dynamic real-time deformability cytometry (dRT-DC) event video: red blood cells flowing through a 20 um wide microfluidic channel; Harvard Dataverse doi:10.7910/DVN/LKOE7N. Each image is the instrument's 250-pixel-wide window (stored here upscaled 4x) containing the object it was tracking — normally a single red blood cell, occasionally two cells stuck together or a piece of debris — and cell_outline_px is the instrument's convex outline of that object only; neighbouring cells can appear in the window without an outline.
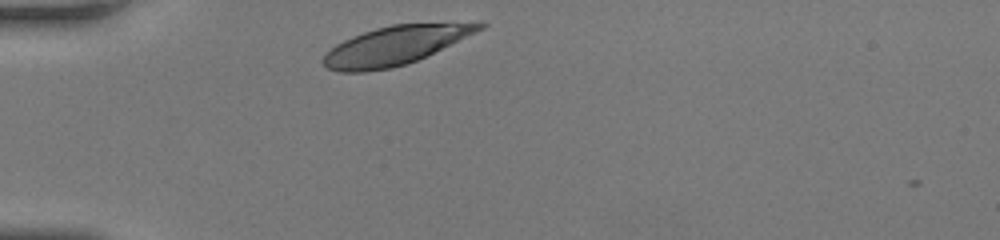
{"species": "human", "species_latin": "Homo sapiens", "temperature_condition": "room temperature", "stored_images_in_passage": 29, "camera_frame_rate_fps": 3000, "um_per_image_px": 0.085, "donor": {"sex": "female"}, "frame": {"image": 1, "passage_image": 1, "time_ms": 0.0, "image_size_px": [1000, 240], "cell_outline_px": [[488, 24], [484, 28], [416, 60], [392, 68], [368, 72], [340, 72], [328, 68], [324, 64], [324, 56], [336, 44], [344, 40], [364, 32], [376, 28], [392, 24]], "centroid_in_image_um": [33.49, 3.9], "position_along_channel_um": 51.5, "area_um2": 33.93}}
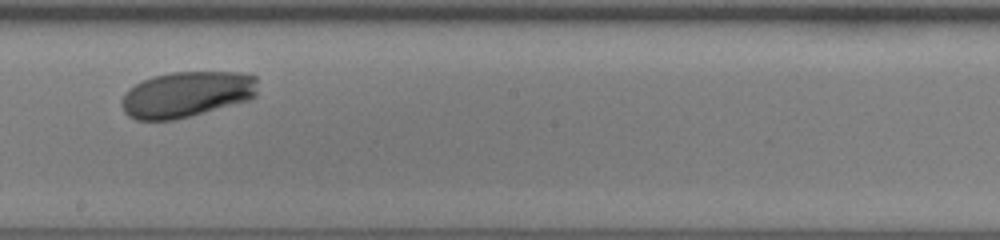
{"frame": {"image": 2, "passage_image": 16, "time_ms": 5.0, "image_size_px": [1000, 240], "cell_outline_px": [[256, 96], [248, 100], [188, 116], [172, 120], [136, 120], [128, 116], [124, 112], [124, 96], [128, 88], [152, 76], [172, 72], [244, 72], [256, 76]], "centroid_in_image_um": [15.88, 8.0], "position_along_channel_um": 232.3, "area_um2": 36.01}}
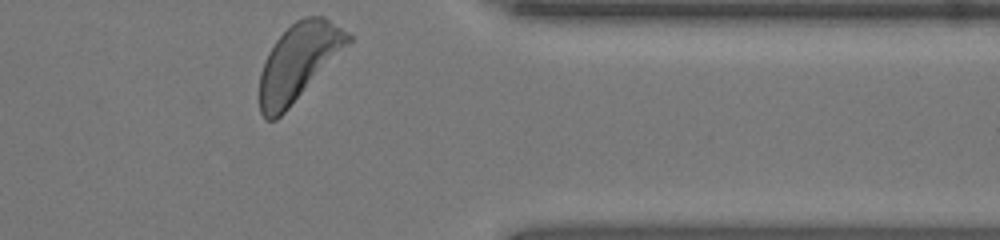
{"frame": {"image": 3, "passage_image": 28, "time_ms": 9.0, "image_size_px": [1000, 240], "cell_outline_px": [[352, 40], [288, 108], [276, 120], [264, 120], [260, 112], [260, 72], [264, 60], [268, 52], [276, 40], [296, 20], [304, 16], [324, 16], [348, 32], [352, 36]], "centroid_in_image_um": [25.35, 5.26], "position_along_channel_um": 386.1, "area_um2": 38.84}, "authors_computed_cell_mechanics": {"area_um2": 36.5296, "velocity_mm_per_s": 4.0591, "shape_relaxation_time_tau1_ms": 2.0252, "shape_relaxation_time_tau2_ms": null, "deformation_change_tau1": 0.128, "deformation_change_tau2": null}}